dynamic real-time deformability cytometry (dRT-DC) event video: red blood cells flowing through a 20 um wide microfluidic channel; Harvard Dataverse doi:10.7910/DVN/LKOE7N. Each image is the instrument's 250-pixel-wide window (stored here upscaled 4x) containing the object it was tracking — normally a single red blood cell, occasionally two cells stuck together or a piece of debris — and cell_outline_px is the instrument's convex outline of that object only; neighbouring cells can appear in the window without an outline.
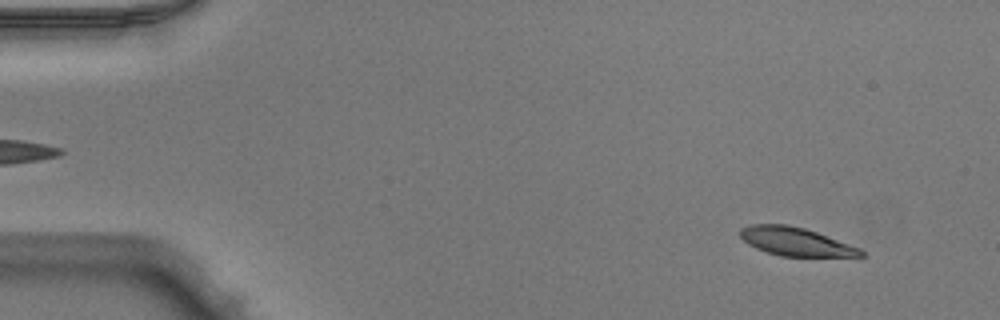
{"species": "Egyptian fruit bat (a non-hibernating species)", "species_latin": "Rousettus aegyptiacus", "temperature_condition": "warm", "stored_images_in_passage": 12, "camera_frame_rate_fps": 3000, "um_per_image_px": 0.085, "animal": {"sex": "male"}, "frame": {"image": 1, "passage_image": 4, "time_ms": 1.0, "image_size_px": [1000, 320], "cell_outline_px": [[868, 256], [860, 260], [780, 256], [756, 248], [748, 244], [740, 236], [740, 228], [752, 224], [788, 224], [804, 228], [816, 232], [860, 248]], "centroid_in_image_um": [67.83, 20.61], "position_along_channel_um": 17.2, "area_um2": 21.04}}